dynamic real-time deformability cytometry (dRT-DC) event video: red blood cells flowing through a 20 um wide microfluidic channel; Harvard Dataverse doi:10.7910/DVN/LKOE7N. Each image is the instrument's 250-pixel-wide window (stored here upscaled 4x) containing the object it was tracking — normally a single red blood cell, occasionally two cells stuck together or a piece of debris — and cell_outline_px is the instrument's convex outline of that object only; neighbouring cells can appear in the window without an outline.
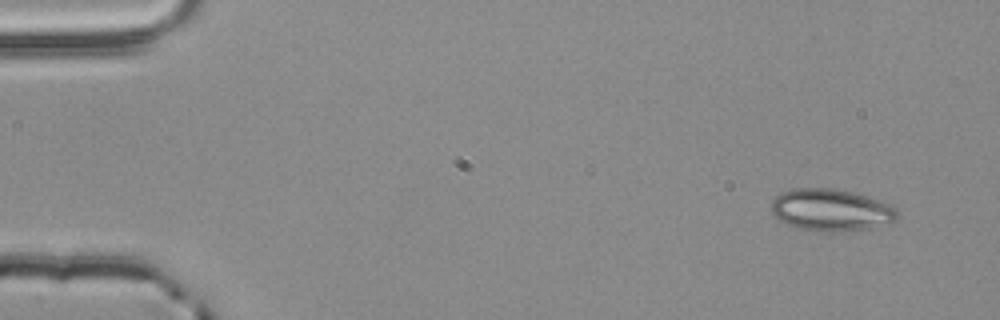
{"species": "common noctule bat (a hibernating species)", "species_latin": "Nyctalus noctula", "temperature_condition": "room temperature", "stored_images_in_passage": 3, "camera_frame_rate_fps": 3000, "um_per_image_px": 0.085, "animal": {"sex": "male", "body_mass_g": 20.4}, "frame": {"image": 1, "passage_image": 1, "time_ms": 0.0, "image_size_px": [1000, 320], "cell_outline_px": [[900, 216], [896, 220], [888, 224], [872, 228], [832, 232], [800, 228], [788, 224], [780, 220], [772, 212], [772, 200], [780, 192], [796, 188], [832, 188], [852, 192], [888, 204], [896, 208]], "centroid_in_image_um": [70.66, 17.85], "position_along_channel_um": 14.3, "area_um2": 30.63}}